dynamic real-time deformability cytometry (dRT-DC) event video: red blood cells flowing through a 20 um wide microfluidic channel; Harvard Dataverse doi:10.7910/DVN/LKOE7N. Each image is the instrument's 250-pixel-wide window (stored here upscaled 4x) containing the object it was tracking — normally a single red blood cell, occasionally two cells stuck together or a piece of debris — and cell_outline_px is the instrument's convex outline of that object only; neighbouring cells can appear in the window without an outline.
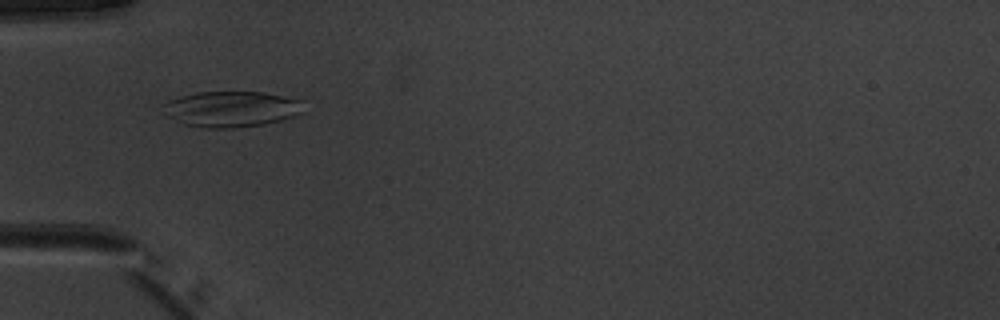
{"species": "common noctule bat (a hibernating species)", "species_latin": "Nyctalus noctula", "temperature_condition": "warm", "stored_images_in_passage": 52, "camera_frame_rate_fps": 3000, "um_per_image_px": 0.085, "animal": {"sex": "male", "body_mass_g": 20.1, "forearm_length_mm": 53.5}, "frame": {"image": 1, "passage_image": 18, "time_ms": 5.667, "image_size_px": [1000, 320], "cell_outline_px": [[304, 112], [280, 120], [264, 124], [232, 128], [204, 128], [184, 124], [168, 116], [160, 104], [168, 100], [180, 96], [196, 92], [264, 92], [304, 100]], "centroid_in_image_um": [19.67, 9.26], "position_along_channel_um": 65.3, "area_um2": 29.48}}
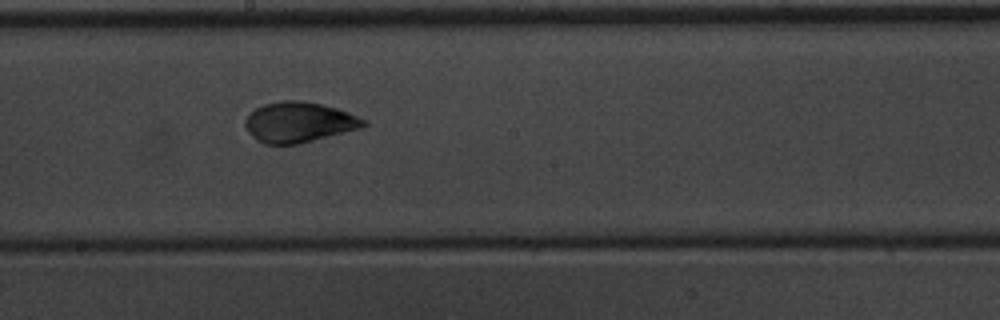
{"frame": {"image": 2, "passage_image": 30, "time_ms": 9.667, "image_size_px": [1000, 320], "cell_outline_px": [[368, 124], [360, 128], [300, 144], [264, 144], [256, 140], [248, 132], [244, 124], [244, 120], [256, 108], [264, 104], [280, 100], [304, 100], [336, 108], [348, 112], [368, 120]], "centroid_in_image_um": [25.41, 10.39], "position_along_channel_um": 222.8, "area_um2": 27.98}}
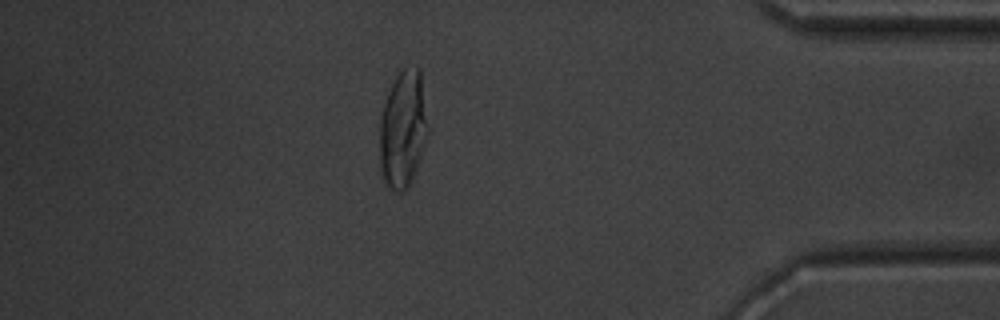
{"frame": {"image": 3, "passage_image": 46, "time_ms": 15.0, "image_size_px": [1000, 320], "cell_outline_px": [[428, 132], [412, 180], [408, 188], [400, 192], [396, 192], [388, 188], [384, 180], [380, 168], [380, 116], [388, 92], [396, 76], [404, 64], [416, 64], [420, 68], [428, 124]], "centroid_in_image_um": [34.25, 10.92], "position_along_channel_um": 400.9, "area_um2": 33.29}}